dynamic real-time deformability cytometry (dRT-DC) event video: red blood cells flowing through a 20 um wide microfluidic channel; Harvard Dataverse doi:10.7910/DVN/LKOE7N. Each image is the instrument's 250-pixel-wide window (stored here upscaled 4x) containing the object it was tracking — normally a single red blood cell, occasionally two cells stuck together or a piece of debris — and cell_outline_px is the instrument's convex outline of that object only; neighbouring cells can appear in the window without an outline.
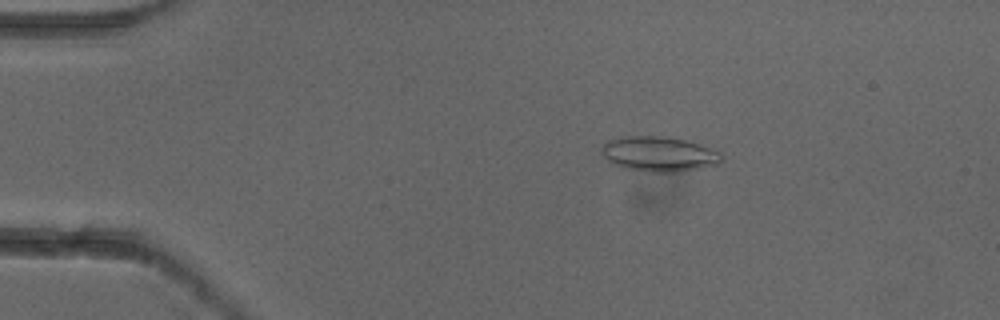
{"species": "common noctule bat (a hibernating species)", "species_latin": "Nyctalus noctula", "temperature_condition": "cold", "stored_images_in_passage": 5, "camera_frame_rate_fps": 3000, "um_per_image_px": 0.085, "animal": {"sex": "female"}, "frame": {"image": 1, "passage_image": 2, "time_ms": 0.333, "image_size_px": [1000, 320], "cell_outline_px": [[724, 156], [716, 164], [700, 168], [676, 172], [648, 172], [624, 168], [608, 160], [600, 152], [600, 148], [608, 140], [620, 136], [664, 136], [688, 140], [720, 152]], "centroid_in_image_um": [55.99, 13.08], "position_along_channel_um": 29.0, "area_um2": 24.51}}